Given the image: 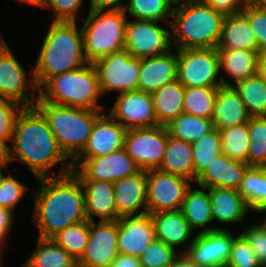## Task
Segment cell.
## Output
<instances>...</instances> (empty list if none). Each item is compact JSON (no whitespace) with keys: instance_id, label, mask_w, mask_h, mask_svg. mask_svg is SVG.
<instances>
[{"instance_id":"cell-1","label":"cell","mask_w":266,"mask_h":267,"mask_svg":"<svg viewBox=\"0 0 266 267\" xmlns=\"http://www.w3.org/2000/svg\"><path fill=\"white\" fill-rule=\"evenodd\" d=\"M36 181L38 190L30 193L35 199L30 222L37 225L38 238L51 239L67 226L87 220L84 189L72 171Z\"/></svg>"},{"instance_id":"cell-2","label":"cell","mask_w":266,"mask_h":267,"mask_svg":"<svg viewBox=\"0 0 266 267\" xmlns=\"http://www.w3.org/2000/svg\"><path fill=\"white\" fill-rule=\"evenodd\" d=\"M11 161L20 160L34 177H56L72 171V163L59 148L43 114L35 107H23L14 124ZM61 165L59 174L53 167Z\"/></svg>"},{"instance_id":"cell-3","label":"cell","mask_w":266,"mask_h":267,"mask_svg":"<svg viewBox=\"0 0 266 267\" xmlns=\"http://www.w3.org/2000/svg\"><path fill=\"white\" fill-rule=\"evenodd\" d=\"M77 24L52 21L45 29L47 32L33 66L38 88L52 76L77 70L88 63L84 56L82 32Z\"/></svg>"},{"instance_id":"cell-4","label":"cell","mask_w":266,"mask_h":267,"mask_svg":"<svg viewBox=\"0 0 266 267\" xmlns=\"http://www.w3.org/2000/svg\"><path fill=\"white\" fill-rule=\"evenodd\" d=\"M34 106L45 117L59 148L70 162L82 152L97 118L104 112L50 103L40 97Z\"/></svg>"},{"instance_id":"cell-5","label":"cell","mask_w":266,"mask_h":267,"mask_svg":"<svg viewBox=\"0 0 266 267\" xmlns=\"http://www.w3.org/2000/svg\"><path fill=\"white\" fill-rule=\"evenodd\" d=\"M224 17L203 1L173 9V49L217 48Z\"/></svg>"},{"instance_id":"cell-6","label":"cell","mask_w":266,"mask_h":267,"mask_svg":"<svg viewBox=\"0 0 266 267\" xmlns=\"http://www.w3.org/2000/svg\"><path fill=\"white\" fill-rule=\"evenodd\" d=\"M101 95L98 75L92 63L52 76L39 88V97L43 101L107 113L98 103Z\"/></svg>"},{"instance_id":"cell-7","label":"cell","mask_w":266,"mask_h":267,"mask_svg":"<svg viewBox=\"0 0 266 267\" xmlns=\"http://www.w3.org/2000/svg\"><path fill=\"white\" fill-rule=\"evenodd\" d=\"M127 15L121 10L88 11L81 17L84 56L88 63L124 49Z\"/></svg>"},{"instance_id":"cell-8","label":"cell","mask_w":266,"mask_h":267,"mask_svg":"<svg viewBox=\"0 0 266 267\" xmlns=\"http://www.w3.org/2000/svg\"><path fill=\"white\" fill-rule=\"evenodd\" d=\"M219 74L220 59L216 48L178 50L177 79L185 88L232 86Z\"/></svg>"},{"instance_id":"cell-9","label":"cell","mask_w":266,"mask_h":267,"mask_svg":"<svg viewBox=\"0 0 266 267\" xmlns=\"http://www.w3.org/2000/svg\"><path fill=\"white\" fill-rule=\"evenodd\" d=\"M29 71L31 73H26L3 38L0 41V98L13 100L23 107L34 106L39 97V88L33 68Z\"/></svg>"},{"instance_id":"cell-10","label":"cell","mask_w":266,"mask_h":267,"mask_svg":"<svg viewBox=\"0 0 266 267\" xmlns=\"http://www.w3.org/2000/svg\"><path fill=\"white\" fill-rule=\"evenodd\" d=\"M98 75L102 95L138 90L140 59L132 57L125 48L103 56L92 63Z\"/></svg>"},{"instance_id":"cell-11","label":"cell","mask_w":266,"mask_h":267,"mask_svg":"<svg viewBox=\"0 0 266 267\" xmlns=\"http://www.w3.org/2000/svg\"><path fill=\"white\" fill-rule=\"evenodd\" d=\"M157 21L128 20L124 48L132 57L141 59L165 54L172 50L171 30Z\"/></svg>"},{"instance_id":"cell-12","label":"cell","mask_w":266,"mask_h":267,"mask_svg":"<svg viewBox=\"0 0 266 267\" xmlns=\"http://www.w3.org/2000/svg\"><path fill=\"white\" fill-rule=\"evenodd\" d=\"M168 139L166 126L128 129L124 149L141 170L158 169Z\"/></svg>"},{"instance_id":"cell-13","label":"cell","mask_w":266,"mask_h":267,"mask_svg":"<svg viewBox=\"0 0 266 267\" xmlns=\"http://www.w3.org/2000/svg\"><path fill=\"white\" fill-rule=\"evenodd\" d=\"M148 213L181 209L183 199L190 188V180L161 171H146Z\"/></svg>"},{"instance_id":"cell-14","label":"cell","mask_w":266,"mask_h":267,"mask_svg":"<svg viewBox=\"0 0 266 267\" xmlns=\"http://www.w3.org/2000/svg\"><path fill=\"white\" fill-rule=\"evenodd\" d=\"M71 163L72 172L79 179L115 182L141 170L124 147L101 157L75 158Z\"/></svg>"},{"instance_id":"cell-15","label":"cell","mask_w":266,"mask_h":267,"mask_svg":"<svg viewBox=\"0 0 266 267\" xmlns=\"http://www.w3.org/2000/svg\"><path fill=\"white\" fill-rule=\"evenodd\" d=\"M236 236L227 228L196 234L183 255L195 267H226Z\"/></svg>"},{"instance_id":"cell-16","label":"cell","mask_w":266,"mask_h":267,"mask_svg":"<svg viewBox=\"0 0 266 267\" xmlns=\"http://www.w3.org/2000/svg\"><path fill=\"white\" fill-rule=\"evenodd\" d=\"M118 220L89 221V238L85 252L77 262L82 267H110L119 254Z\"/></svg>"},{"instance_id":"cell-17","label":"cell","mask_w":266,"mask_h":267,"mask_svg":"<svg viewBox=\"0 0 266 267\" xmlns=\"http://www.w3.org/2000/svg\"><path fill=\"white\" fill-rule=\"evenodd\" d=\"M115 100L108 114L127 130L157 125L152 94L135 90L120 93Z\"/></svg>"},{"instance_id":"cell-18","label":"cell","mask_w":266,"mask_h":267,"mask_svg":"<svg viewBox=\"0 0 266 267\" xmlns=\"http://www.w3.org/2000/svg\"><path fill=\"white\" fill-rule=\"evenodd\" d=\"M155 239L154 223L149 213L118 219L117 248L119 253L139 258Z\"/></svg>"},{"instance_id":"cell-19","label":"cell","mask_w":266,"mask_h":267,"mask_svg":"<svg viewBox=\"0 0 266 267\" xmlns=\"http://www.w3.org/2000/svg\"><path fill=\"white\" fill-rule=\"evenodd\" d=\"M105 112L97 118L86 146L76 158L101 157L124 147L127 129Z\"/></svg>"},{"instance_id":"cell-20","label":"cell","mask_w":266,"mask_h":267,"mask_svg":"<svg viewBox=\"0 0 266 267\" xmlns=\"http://www.w3.org/2000/svg\"><path fill=\"white\" fill-rule=\"evenodd\" d=\"M117 220L121 217L138 216L148 213L146 171L114 182Z\"/></svg>"},{"instance_id":"cell-21","label":"cell","mask_w":266,"mask_h":267,"mask_svg":"<svg viewBox=\"0 0 266 267\" xmlns=\"http://www.w3.org/2000/svg\"><path fill=\"white\" fill-rule=\"evenodd\" d=\"M174 53L170 50L162 55L140 59L138 90L153 94L165 84L177 79L178 50Z\"/></svg>"},{"instance_id":"cell-22","label":"cell","mask_w":266,"mask_h":267,"mask_svg":"<svg viewBox=\"0 0 266 267\" xmlns=\"http://www.w3.org/2000/svg\"><path fill=\"white\" fill-rule=\"evenodd\" d=\"M249 165L230 159L220 153L197 176L196 185L205 188H230L237 190Z\"/></svg>"},{"instance_id":"cell-23","label":"cell","mask_w":266,"mask_h":267,"mask_svg":"<svg viewBox=\"0 0 266 267\" xmlns=\"http://www.w3.org/2000/svg\"><path fill=\"white\" fill-rule=\"evenodd\" d=\"M149 214L154 223L155 238L176 249L184 244L180 249L183 254L193 242L196 234L186 221L181 209Z\"/></svg>"},{"instance_id":"cell-24","label":"cell","mask_w":266,"mask_h":267,"mask_svg":"<svg viewBox=\"0 0 266 267\" xmlns=\"http://www.w3.org/2000/svg\"><path fill=\"white\" fill-rule=\"evenodd\" d=\"M79 180L85 193L87 220L95 221L96 217L98 221L117 220L114 182L94 179Z\"/></svg>"},{"instance_id":"cell-25","label":"cell","mask_w":266,"mask_h":267,"mask_svg":"<svg viewBox=\"0 0 266 267\" xmlns=\"http://www.w3.org/2000/svg\"><path fill=\"white\" fill-rule=\"evenodd\" d=\"M191 185L187 190L181 206V211L195 234L216 230H225V227L212 226L214 223L209 188ZM197 229H199L197 231ZM197 231V232H196Z\"/></svg>"},{"instance_id":"cell-26","label":"cell","mask_w":266,"mask_h":267,"mask_svg":"<svg viewBox=\"0 0 266 267\" xmlns=\"http://www.w3.org/2000/svg\"><path fill=\"white\" fill-rule=\"evenodd\" d=\"M251 117L241 97L232 86H221L216 89L212 115L214 128L220 130L245 124Z\"/></svg>"},{"instance_id":"cell-27","label":"cell","mask_w":266,"mask_h":267,"mask_svg":"<svg viewBox=\"0 0 266 267\" xmlns=\"http://www.w3.org/2000/svg\"><path fill=\"white\" fill-rule=\"evenodd\" d=\"M216 49H241L259 52L258 42L247 15L241 11L225 15Z\"/></svg>"},{"instance_id":"cell-28","label":"cell","mask_w":266,"mask_h":267,"mask_svg":"<svg viewBox=\"0 0 266 267\" xmlns=\"http://www.w3.org/2000/svg\"><path fill=\"white\" fill-rule=\"evenodd\" d=\"M211 210L214 222L228 225L243 223L250 210L244 199L235 189L209 188Z\"/></svg>"},{"instance_id":"cell-29","label":"cell","mask_w":266,"mask_h":267,"mask_svg":"<svg viewBox=\"0 0 266 267\" xmlns=\"http://www.w3.org/2000/svg\"><path fill=\"white\" fill-rule=\"evenodd\" d=\"M158 169L184 177L194 183L192 144L172 137L168 133L165 153Z\"/></svg>"},{"instance_id":"cell-30","label":"cell","mask_w":266,"mask_h":267,"mask_svg":"<svg viewBox=\"0 0 266 267\" xmlns=\"http://www.w3.org/2000/svg\"><path fill=\"white\" fill-rule=\"evenodd\" d=\"M220 73L233 79L232 85L259 72V52L241 49H217ZM223 70V71H222Z\"/></svg>"},{"instance_id":"cell-31","label":"cell","mask_w":266,"mask_h":267,"mask_svg":"<svg viewBox=\"0 0 266 267\" xmlns=\"http://www.w3.org/2000/svg\"><path fill=\"white\" fill-rule=\"evenodd\" d=\"M184 91L185 87L175 79L152 94L157 125L167 126L183 113Z\"/></svg>"},{"instance_id":"cell-32","label":"cell","mask_w":266,"mask_h":267,"mask_svg":"<svg viewBox=\"0 0 266 267\" xmlns=\"http://www.w3.org/2000/svg\"><path fill=\"white\" fill-rule=\"evenodd\" d=\"M237 192L252 213H264L266 210V167L249 166Z\"/></svg>"},{"instance_id":"cell-33","label":"cell","mask_w":266,"mask_h":267,"mask_svg":"<svg viewBox=\"0 0 266 267\" xmlns=\"http://www.w3.org/2000/svg\"><path fill=\"white\" fill-rule=\"evenodd\" d=\"M34 251L21 267H74L77 261L52 239L38 238Z\"/></svg>"},{"instance_id":"cell-34","label":"cell","mask_w":266,"mask_h":267,"mask_svg":"<svg viewBox=\"0 0 266 267\" xmlns=\"http://www.w3.org/2000/svg\"><path fill=\"white\" fill-rule=\"evenodd\" d=\"M252 117L266 116V84L259 72L232 85Z\"/></svg>"},{"instance_id":"cell-35","label":"cell","mask_w":266,"mask_h":267,"mask_svg":"<svg viewBox=\"0 0 266 267\" xmlns=\"http://www.w3.org/2000/svg\"><path fill=\"white\" fill-rule=\"evenodd\" d=\"M170 136L194 143L214 129L212 119L186 113L180 114L166 126Z\"/></svg>"},{"instance_id":"cell-36","label":"cell","mask_w":266,"mask_h":267,"mask_svg":"<svg viewBox=\"0 0 266 267\" xmlns=\"http://www.w3.org/2000/svg\"><path fill=\"white\" fill-rule=\"evenodd\" d=\"M124 13L134 19L163 22L171 29L172 11L167 0H128ZM170 19V20H169Z\"/></svg>"},{"instance_id":"cell-37","label":"cell","mask_w":266,"mask_h":267,"mask_svg":"<svg viewBox=\"0 0 266 267\" xmlns=\"http://www.w3.org/2000/svg\"><path fill=\"white\" fill-rule=\"evenodd\" d=\"M218 87H186L183 113L212 119Z\"/></svg>"},{"instance_id":"cell-38","label":"cell","mask_w":266,"mask_h":267,"mask_svg":"<svg viewBox=\"0 0 266 267\" xmlns=\"http://www.w3.org/2000/svg\"><path fill=\"white\" fill-rule=\"evenodd\" d=\"M89 238V220H85L59 231L51 239L61 246L77 262L83 256Z\"/></svg>"},{"instance_id":"cell-39","label":"cell","mask_w":266,"mask_h":267,"mask_svg":"<svg viewBox=\"0 0 266 267\" xmlns=\"http://www.w3.org/2000/svg\"><path fill=\"white\" fill-rule=\"evenodd\" d=\"M222 153L230 159L247 163L249 148L248 123L220 129Z\"/></svg>"},{"instance_id":"cell-40","label":"cell","mask_w":266,"mask_h":267,"mask_svg":"<svg viewBox=\"0 0 266 267\" xmlns=\"http://www.w3.org/2000/svg\"><path fill=\"white\" fill-rule=\"evenodd\" d=\"M249 166L266 167V116L251 117L248 122Z\"/></svg>"},{"instance_id":"cell-41","label":"cell","mask_w":266,"mask_h":267,"mask_svg":"<svg viewBox=\"0 0 266 267\" xmlns=\"http://www.w3.org/2000/svg\"><path fill=\"white\" fill-rule=\"evenodd\" d=\"M194 182L197 176L210 164L215 156L222 153L219 130L214 128L207 135L192 143Z\"/></svg>"},{"instance_id":"cell-42","label":"cell","mask_w":266,"mask_h":267,"mask_svg":"<svg viewBox=\"0 0 266 267\" xmlns=\"http://www.w3.org/2000/svg\"><path fill=\"white\" fill-rule=\"evenodd\" d=\"M180 250L155 239L139 257L142 267H169L181 255Z\"/></svg>"},{"instance_id":"cell-43","label":"cell","mask_w":266,"mask_h":267,"mask_svg":"<svg viewBox=\"0 0 266 267\" xmlns=\"http://www.w3.org/2000/svg\"><path fill=\"white\" fill-rule=\"evenodd\" d=\"M29 189V186L15 178L10 171L8 175L3 174L0 178V206L14 212Z\"/></svg>"},{"instance_id":"cell-44","label":"cell","mask_w":266,"mask_h":267,"mask_svg":"<svg viewBox=\"0 0 266 267\" xmlns=\"http://www.w3.org/2000/svg\"><path fill=\"white\" fill-rule=\"evenodd\" d=\"M249 243L253 253L258 258L262 267H266V221L259 220V223L247 225L242 232H239Z\"/></svg>"},{"instance_id":"cell-45","label":"cell","mask_w":266,"mask_h":267,"mask_svg":"<svg viewBox=\"0 0 266 267\" xmlns=\"http://www.w3.org/2000/svg\"><path fill=\"white\" fill-rule=\"evenodd\" d=\"M226 267H262L249 243L241 234L234 238Z\"/></svg>"},{"instance_id":"cell-46","label":"cell","mask_w":266,"mask_h":267,"mask_svg":"<svg viewBox=\"0 0 266 267\" xmlns=\"http://www.w3.org/2000/svg\"><path fill=\"white\" fill-rule=\"evenodd\" d=\"M258 42L259 52L266 49V8L251 1L243 10Z\"/></svg>"},{"instance_id":"cell-47","label":"cell","mask_w":266,"mask_h":267,"mask_svg":"<svg viewBox=\"0 0 266 267\" xmlns=\"http://www.w3.org/2000/svg\"><path fill=\"white\" fill-rule=\"evenodd\" d=\"M22 108V105L13 100L0 98V138L11 143L14 124Z\"/></svg>"},{"instance_id":"cell-48","label":"cell","mask_w":266,"mask_h":267,"mask_svg":"<svg viewBox=\"0 0 266 267\" xmlns=\"http://www.w3.org/2000/svg\"><path fill=\"white\" fill-rule=\"evenodd\" d=\"M84 0H44L42 6L53 10L52 21L77 22Z\"/></svg>"},{"instance_id":"cell-49","label":"cell","mask_w":266,"mask_h":267,"mask_svg":"<svg viewBox=\"0 0 266 267\" xmlns=\"http://www.w3.org/2000/svg\"><path fill=\"white\" fill-rule=\"evenodd\" d=\"M214 10L230 15L241 12L252 0H202Z\"/></svg>"},{"instance_id":"cell-50","label":"cell","mask_w":266,"mask_h":267,"mask_svg":"<svg viewBox=\"0 0 266 267\" xmlns=\"http://www.w3.org/2000/svg\"><path fill=\"white\" fill-rule=\"evenodd\" d=\"M14 216V212L0 206V236L5 240L13 227L15 221Z\"/></svg>"},{"instance_id":"cell-51","label":"cell","mask_w":266,"mask_h":267,"mask_svg":"<svg viewBox=\"0 0 266 267\" xmlns=\"http://www.w3.org/2000/svg\"><path fill=\"white\" fill-rule=\"evenodd\" d=\"M124 0H90L89 11L99 10H121L125 8Z\"/></svg>"},{"instance_id":"cell-52","label":"cell","mask_w":266,"mask_h":267,"mask_svg":"<svg viewBox=\"0 0 266 267\" xmlns=\"http://www.w3.org/2000/svg\"><path fill=\"white\" fill-rule=\"evenodd\" d=\"M110 267H142L140 259L135 256L119 253Z\"/></svg>"},{"instance_id":"cell-53","label":"cell","mask_w":266,"mask_h":267,"mask_svg":"<svg viewBox=\"0 0 266 267\" xmlns=\"http://www.w3.org/2000/svg\"><path fill=\"white\" fill-rule=\"evenodd\" d=\"M8 140L0 138V166L8 168L11 161V147Z\"/></svg>"},{"instance_id":"cell-54","label":"cell","mask_w":266,"mask_h":267,"mask_svg":"<svg viewBox=\"0 0 266 267\" xmlns=\"http://www.w3.org/2000/svg\"><path fill=\"white\" fill-rule=\"evenodd\" d=\"M200 1H202V0H167L169 6L172 9L179 8L182 6L191 5V4L200 2Z\"/></svg>"},{"instance_id":"cell-55","label":"cell","mask_w":266,"mask_h":267,"mask_svg":"<svg viewBox=\"0 0 266 267\" xmlns=\"http://www.w3.org/2000/svg\"><path fill=\"white\" fill-rule=\"evenodd\" d=\"M169 267H195V266H193L190 263V261L183 254H181L179 258Z\"/></svg>"},{"instance_id":"cell-56","label":"cell","mask_w":266,"mask_h":267,"mask_svg":"<svg viewBox=\"0 0 266 267\" xmlns=\"http://www.w3.org/2000/svg\"><path fill=\"white\" fill-rule=\"evenodd\" d=\"M16 1H19L21 3H26L28 5L40 7V8H42L44 4V0H16Z\"/></svg>"},{"instance_id":"cell-57","label":"cell","mask_w":266,"mask_h":267,"mask_svg":"<svg viewBox=\"0 0 266 267\" xmlns=\"http://www.w3.org/2000/svg\"><path fill=\"white\" fill-rule=\"evenodd\" d=\"M259 69H266V49L259 52Z\"/></svg>"},{"instance_id":"cell-58","label":"cell","mask_w":266,"mask_h":267,"mask_svg":"<svg viewBox=\"0 0 266 267\" xmlns=\"http://www.w3.org/2000/svg\"><path fill=\"white\" fill-rule=\"evenodd\" d=\"M5 239L3 237L0 236V259L2 258V252L4 253V248H6V243H5Z\"/></svg>"},{"instance_id":"cell-59","label":"cell","mask_w":266,"mask_h":267,"mask_svg":"<svg viewBox=\"0 0 266 267\" xmlns=\"http://www.w3.org/2000/svg\"><path fill=\"white\" fill-rule=\"evenodd\" d=\"M252 1L255 2L258 6L266 8V0H252Z\"/></svg>"},{"instance_id":"cell-60","label":"cell","mask_w":266,"mask_h":267,"mask_svg":"<svg viewBox=\"0 0 266 267\" xmlns=\"http://www.w3.org/2000/svg\"><path fill=\"white\" fill-rule=\"evenodd\" d=\"M259 74L262 76V78L266 84V69H259Z\"/></svg>"},{"instance_id":"cell-61","label":"cell","mask_w":266,"mask_h":267,"mask_svg":"<svg viewBox=\"0 0 266 267\" xmlns=\"http://www.w3.org/2000/svg\"><path fill=\"white\" fill-rule=\"evenodd\" d=\"M3 168H4L3 166H0V178H1V176L4 174V173H3Z\"/></svg>"},{"instance_id":"cell-62","label":"cell","mask_w":266,"mask_h":267,"mask_svg":"<svg viewBox=\"0 0 266 267\" xmlns=\"http://www.w3.org/2000/svg\"><path fill=\"white\" fill-rule=\"evenodd\" d=\"M0 267H3V266H2V260H1V259H0Z\"/></svg>"}]
</instances>
